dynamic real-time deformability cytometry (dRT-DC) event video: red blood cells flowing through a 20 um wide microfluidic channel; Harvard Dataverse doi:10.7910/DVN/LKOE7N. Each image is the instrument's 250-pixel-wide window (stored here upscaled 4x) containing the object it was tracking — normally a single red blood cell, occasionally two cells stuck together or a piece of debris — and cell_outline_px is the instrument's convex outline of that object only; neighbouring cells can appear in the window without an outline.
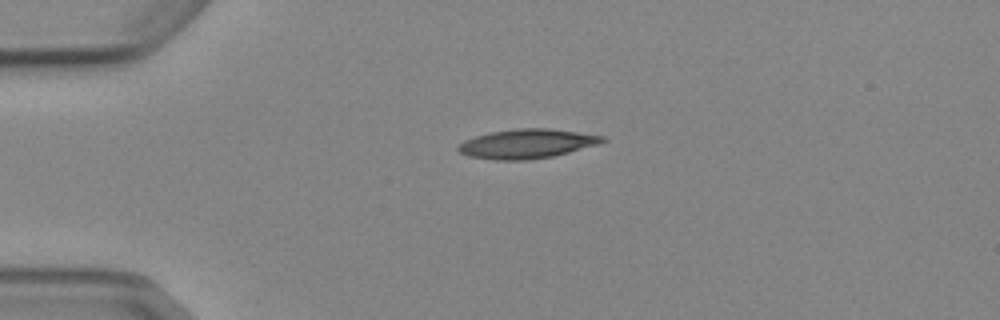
{"species": "Egyptian fruit bat (a non-hibernating species)", "species_latin": "Rousettus aegyptiacus", "temperature_condition": "cold", "stored_images_in_passage": 3, "camera_frame_rate_fps": 3000, "um_per_image_px": 0.085, "animal": {"sex": "female"}, "frame": {"image": 1, "passage_image": 1, "time_ms": 0.0, "image_size_px": [1000, 320], "cell_outline_px": [[608, 140], [600, 144], [552, 156], [528, 160], [496, 160], [468, 156], [460, 152], [456, 148], [464, 140], [476, 136], [492, 132], [520, 128], [548, 128], [604, 136]], "centroid_in_image_um": [44.8, 12.22], "position_along_channel_um": 40.2, "area_um2": 24.45}}
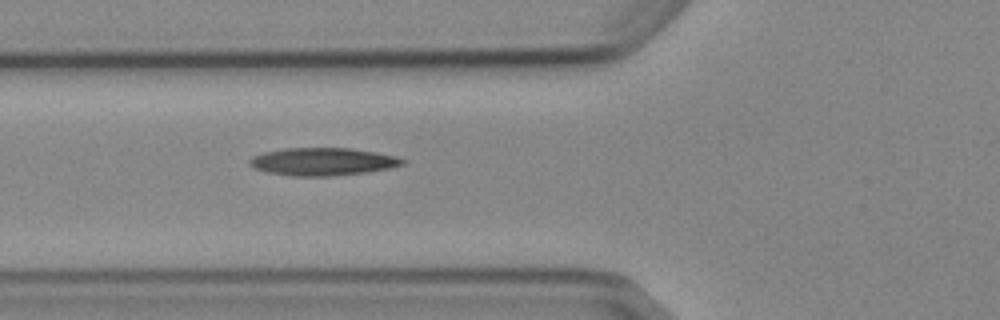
{"frame": {"image": 2, "passage_image": 3, "time_ms": 2.333, "image_size_px": [1000, 320], "cell_outline_px": [[408, 164], [388, 168], [364, 172], [332, 176], [292, 176], [268, 172], [256, 168], [248, 164], [248, 160], [252, 156], [264, 152], [284, 148], [352, 148], [376, 152], [396, 156], [408, 160]], "centroid_in_image_um": [27.46, 13.73], "position_along_channel_um": 98.3, "area_um2": 24.8}}